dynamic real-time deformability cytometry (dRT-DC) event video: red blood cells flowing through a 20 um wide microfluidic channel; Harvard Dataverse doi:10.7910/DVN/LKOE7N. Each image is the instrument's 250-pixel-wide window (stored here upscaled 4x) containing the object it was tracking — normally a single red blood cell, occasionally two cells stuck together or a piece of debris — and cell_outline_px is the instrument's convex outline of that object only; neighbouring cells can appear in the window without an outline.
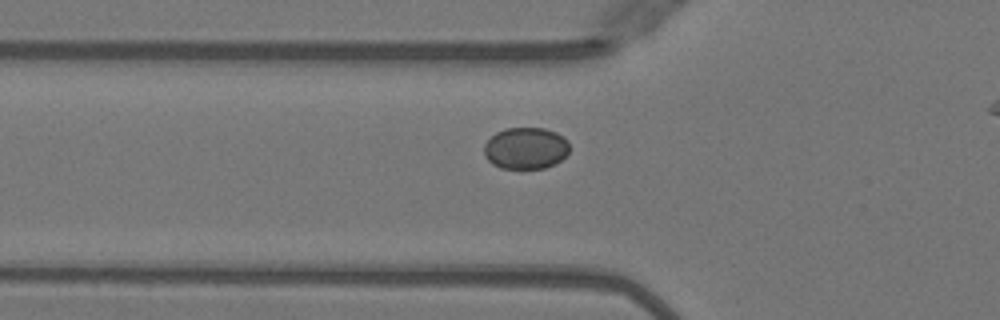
{"species": "Egyptian fruit bat (a non-hibernating species)", "species_latin": "Rousettus aegyptiacus", "temperature_condition": "warm", "stored_images_in_passage": 20, "camera_frame_rate_fps": 3000, "um_per_image_px": 0.085, "animal": {"sex": "female"}, "frame": {"image": 1, "passage_image": 6, "time_ms": 1.667, "image_size_px": [1000, 320], "cell_outline_px": [[568, 152], [560, 160], [544, 168], [500, 168], [492, 164], [484, 156], [484, 144], [496, 132], [504, 128], [544, 128], [556, 132], [568, 140]], "centroid_in_image_um": [44.66, 12.59], "position_along_channel_um": 81.1, "area_um2": 20.69}}
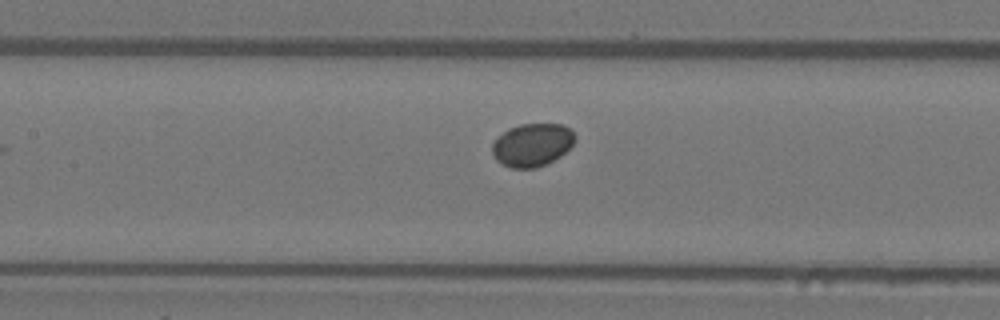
{"frame": {"image": 2, "passage_image": 12, "time_ms": 3.667, "image_size_px": [1000, 320], "cell_outline_px": [[576, 140], [560, 156], [536, 168], [512, 168], [496, 160], [492, 152], [492, 144], [508, 128], [520, 124], [564, 124], [572, 128], [576, 136]], "centroid_in_image_um": [45.26, 12.29], "position_along_channel_um": 162.1, "area_um2": 20.63}}
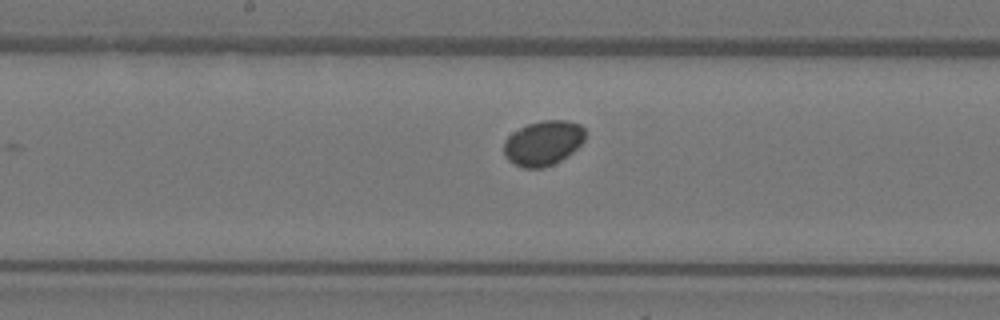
{"frame": {"image": 3, "passage_image": 15, "time_ms": 4.667, "image_size_px": [1000, 320], "cell_outline_px": [[584, 140], [572, 152], [560, 160], [544, 168], [524, 168], [508, 160], [504, 152], [504, 140], [512, 132], [528, 124], [540, 120], [568, 120], [580, 124], [584, 128]], "centroid_in_image_um": [46.16, 12.14], "position_along_channel_um": 202.0, "area_um2": 21.15}}